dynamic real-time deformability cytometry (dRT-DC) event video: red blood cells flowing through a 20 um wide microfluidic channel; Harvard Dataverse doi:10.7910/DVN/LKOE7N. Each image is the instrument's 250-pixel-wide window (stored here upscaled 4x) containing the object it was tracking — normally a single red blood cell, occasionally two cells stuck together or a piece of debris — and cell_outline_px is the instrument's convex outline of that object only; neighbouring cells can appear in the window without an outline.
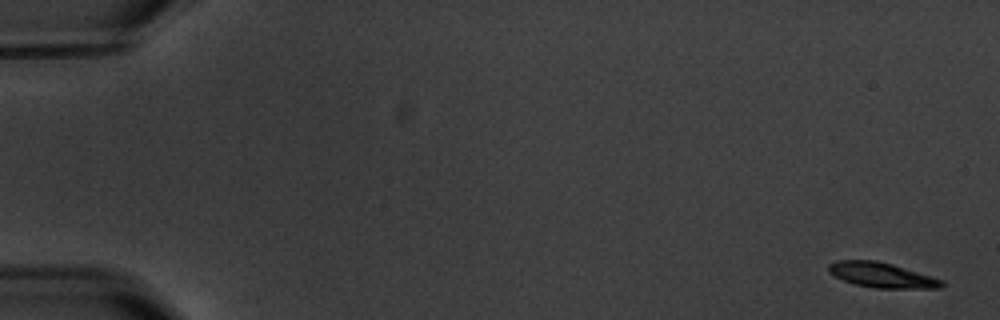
{"species": "common noctule bat (a hibernating species)", "species_latin": "Nyctalus noctula", "temperature_condition": "warm", "stored_images_in_passage": 5, "camera_frame_rate_fps": 3000, "um_per_image_px": 0.085, "animal": {"sex": "male", "body_mass_g": 20.1, "forearm_length_mm": 53.5}, "frame": {"image": 1, "passage_image": 1, "time_ms": 0.0, "image_size_px": [1000, 320], "cell_outline_px": [[944, 284], [940, 288], [872, 288], [856, 284], [844, 280], [828, 272], [828, 264], [836, 260], [876, 260], [892, 264], [932, 276], [944, 280]], "centroid_in_image_um": [74.95, 23.37], "position_along_channel_um": 10.1, "area_um2": 16.47}}